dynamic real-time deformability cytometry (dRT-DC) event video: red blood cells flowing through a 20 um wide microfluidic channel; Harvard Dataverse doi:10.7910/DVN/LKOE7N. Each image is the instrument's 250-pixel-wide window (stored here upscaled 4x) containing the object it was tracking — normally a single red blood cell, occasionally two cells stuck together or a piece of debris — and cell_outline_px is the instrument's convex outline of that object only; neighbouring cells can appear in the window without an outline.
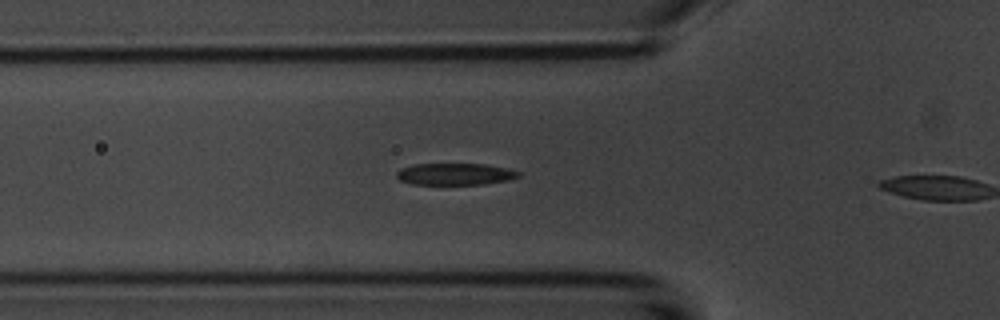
{"species": "common noctule bat (a hibernating species)", "species_latin": "Nyctalus noctula", "temperature_condition": "room temperature", "stored_images_in_passage": 10, "camera_frame_rate_fps": 3000, "um_per_image_px": 0.085, "animal": {"sex": "male", "body_mass_g": 20.1, "forearm_length_mm": 53.5}, "frame": {"image": 1, "passage_image": 9, "time_ms": 2.667, "image_size_px": [1000, 320], "cell_outline_px": [[520, 176], [508, 180], [484, 184], [412, 184], [400, 180], [396, 176], [396, 172], [400, 168], [412, 164], [484, 164], [504, 168], [520, 172]], "centroid_in_image_um": [38.63, 14.79], "position_along_channel_um": 87.2, "area_um2": 15.37}}